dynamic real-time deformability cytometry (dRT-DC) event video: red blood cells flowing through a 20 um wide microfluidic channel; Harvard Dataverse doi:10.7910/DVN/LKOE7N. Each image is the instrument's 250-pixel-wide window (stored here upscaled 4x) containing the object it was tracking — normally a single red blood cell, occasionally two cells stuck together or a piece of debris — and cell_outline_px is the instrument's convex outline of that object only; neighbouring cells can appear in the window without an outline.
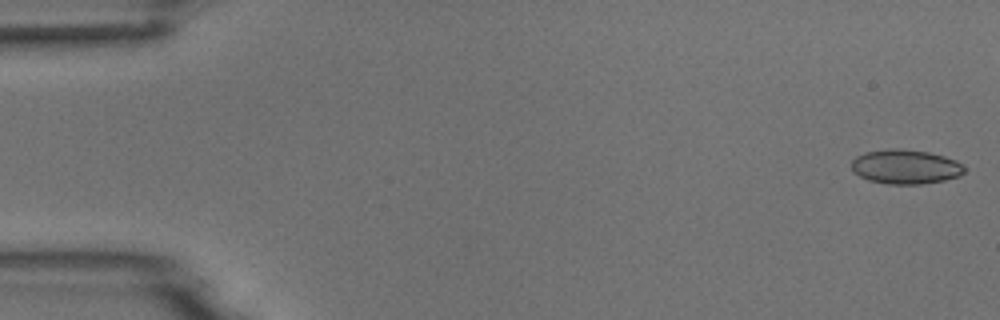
{"species": "common noctule bat (a hibernating species)", "species_latin": "Nyctalus noctula", "temperature_condition": "room temperature", "stored_images_in_passage": 5, "camera_frame_rate_fps": 3000, "um_per_image_px": 0.085, "animal": {"sex": "male", "body_mass_g": 18.8}, "frame": {"image": 1, "passage_image": 1, "time_ms": 0.0, "image_size_px": [1000, 320], "cell_outline_px": [[964, 172], [960, 176], [944, 180], [920, 184], [888, 184], [868, 180], [852, 172], [852, 160], [856, 156], [864, 152], [896, 148], [928, 152], [944, 156], [956, 160], [964, 168]], "centroid_in_image_um": [76.94, 14.18], "position_along_channel_um": 8.1, "area_um2": 22.54}}
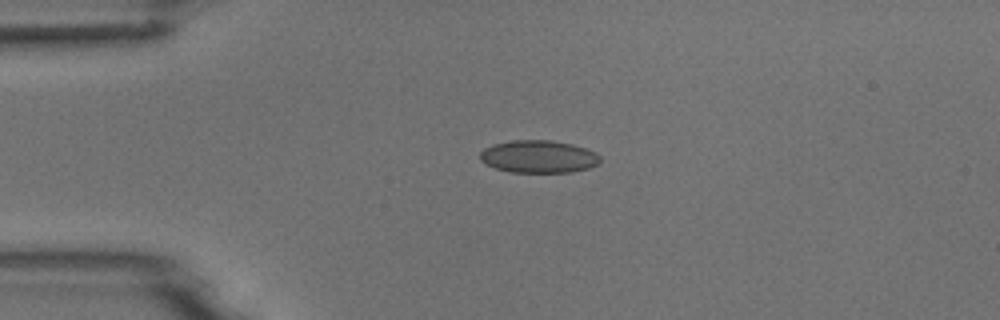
{"frame": {"image": 2, "passage_image": 4, "time_ms": 3.667, "image_size_px": [1000, 320], "cell_outline_px": [[600, 160], [596, 164], [588, 168], [572, 172], [512, 172], [496, 168], [484, 164], [480, 160], [480, 152], [484, 148], [492, 144], [512, 140], [548, 140], [572, 144], [596, 152], [600, 156]], "centroid_in_image_um": [45.75, 13.31], "position_along_channel_um": 39.3, "area_um2": 22.77}}